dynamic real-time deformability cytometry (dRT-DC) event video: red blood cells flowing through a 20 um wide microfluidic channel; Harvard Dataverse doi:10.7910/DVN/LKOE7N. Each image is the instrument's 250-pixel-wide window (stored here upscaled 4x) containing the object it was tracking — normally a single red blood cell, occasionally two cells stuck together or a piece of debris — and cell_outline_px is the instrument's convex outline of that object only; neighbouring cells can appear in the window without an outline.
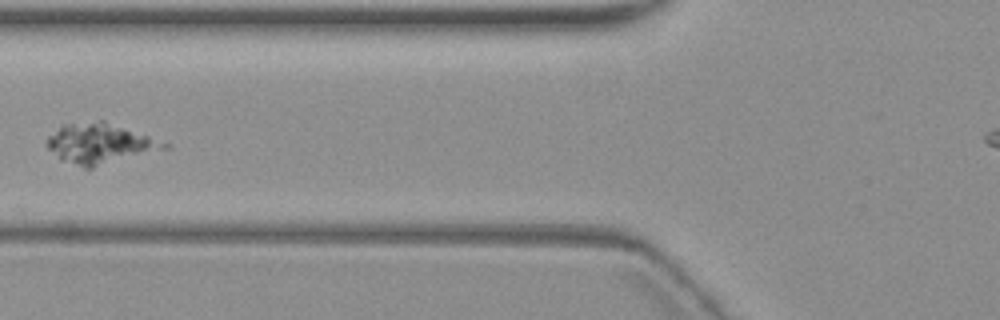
{"species": "common noctule bat (a hibernating species)", "species_latin": "Nyctalus noctula", "temperature_condition": "warm", "stored_images_in_passage": 3, "camera_frame_rate_fps": 3000, "um_per_image_px": 0.085, "animal": {"sex": "female", "body_mass_g": 19.3, "forearm_length_mm": 54.1}, "frame": {"image": 1, "passage_image": 3, "time_ms": 2.333, "image_size_px": [1000, 320], "cell_outline_px": [[172, 148], [92, 168], [84, 168], [60, 160], [44, 144], [44, 140], [48, 136], [64, 124], [100, 120], [104, 120], [172, 144]], "centroid_in_image_um": [8.53, 12.22], "position_along_channel_um": 117.3, "area_um2": 27.98}}